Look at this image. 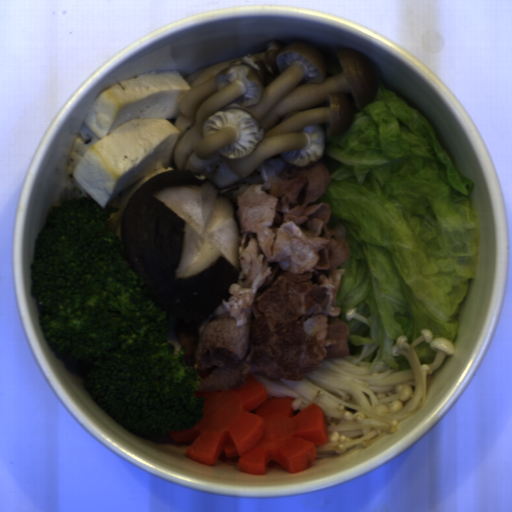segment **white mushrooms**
<instances>
[{
	"label": "white mushrooms",
	"instance_id": "white-mushrooms-1",
	"mask_svg": "<svg viewBox=\"0 0 512 512\" xmlns=\"http://www.w3.org/2000/svg\"><path fill=\"white\" fill-rule=\"evenodd\" d=\"M173 125V170L188 169L224 189L269 158L311 167L326 138L349 131L379 90L376 67L354 48L323 56L302 42L271 43L251 55L194 70Z\"/></svg>",
	"mask_w": 512,
	"mask_h": 512
}]
</instances>
